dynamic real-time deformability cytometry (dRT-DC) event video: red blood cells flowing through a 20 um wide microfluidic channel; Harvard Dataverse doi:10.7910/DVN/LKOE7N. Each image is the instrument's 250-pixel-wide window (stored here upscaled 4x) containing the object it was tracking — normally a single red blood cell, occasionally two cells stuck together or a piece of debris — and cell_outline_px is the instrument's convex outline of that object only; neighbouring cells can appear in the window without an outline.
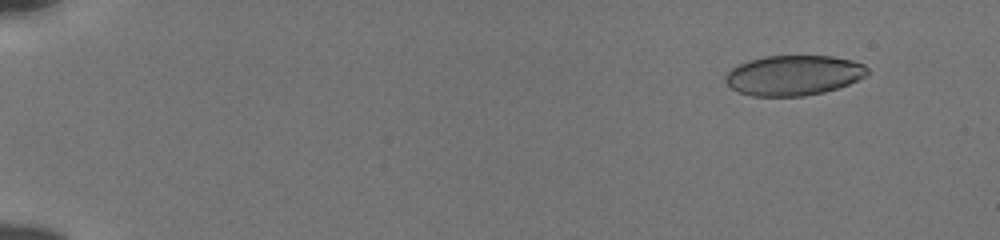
{"species": "human", "species_latin": "Homo sapiens", "temperature_condition": "cold", "stored_images_in_passage": 56, "camera_frame_rate_fps": 3000, "um_per_image_px": 0.085, "donor": {"sex": "male"}, "frame": {"image": 1, "passage_image": 6, "time_ms": 1.667, "image_size_px": [1000, 240], "cell_outline_px": [[868, 72], [864, 76], [848, 84], [824, 92], [804, 96], [752, 96], [740, 92], [732, 88], [724, 80], [724, 76], [732, 68], [748, 60], [764, 56], [832, 56], [852, 60], [864, 64], [868, 68]], "centroid_in_image_um": [67.44, 6.4], "position_along_channel_um": 17.6, "area_um2": 33.06}}
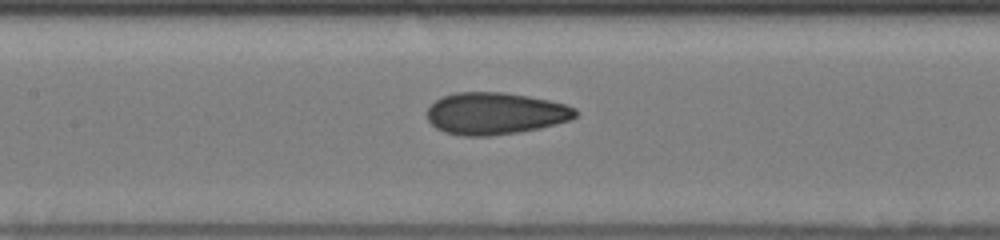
{"frame": {"image": 2, "passage_image": 29, "time_ms": 9.333, "image_size_px": [1000, 240], "cell_outline_px": [[576, 116], [568, 120], [540, 128], [516, 132], [488, 136], [464, 136], [444, 132], [436, 128], [428, 120], [428, 108], [436, 100], [444, 96], [456, 92], [504, 92], [528, 96], [548, 100], [564, 104], [576, 108]], "centroid_in_image_um": [42.07, 9.64], "position_along_channel_um": 165.3, "area_um2": 36.01}}
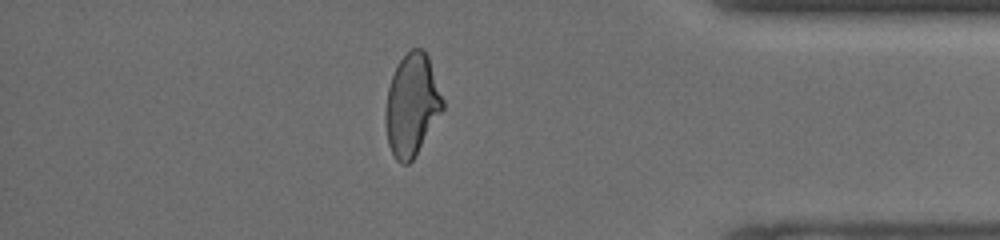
{"frame": {"image": 3, "passage_image": 49, "time_ms": 16.0, "image_size_px": [1000, 240], "cell_outline_px": [[444, 108], [412, 160], [408, 164], [400, 164], [396, 160], [388, 144], [384, 120], [384, 112], [388, 88], [392, 76], [400, 60], [412, 48], [420, 48], [428, 56], [444, 100]], "centroid_in_image_um": [34.99, 8.94], "position_along_channel_um": 400.2, "area_um2": 33.76}, "authors_computed_cell_mechanics": {"area_um2": 34.5644, "velocity_mm_per_s": 3.8525, "shape_relaxation_time_tau1_ms": null, "shape_relaxation_time_tau2_ms": 1.5055, "deformation_change_tau1": null, "deformation_change_tau2": 0.0708}}